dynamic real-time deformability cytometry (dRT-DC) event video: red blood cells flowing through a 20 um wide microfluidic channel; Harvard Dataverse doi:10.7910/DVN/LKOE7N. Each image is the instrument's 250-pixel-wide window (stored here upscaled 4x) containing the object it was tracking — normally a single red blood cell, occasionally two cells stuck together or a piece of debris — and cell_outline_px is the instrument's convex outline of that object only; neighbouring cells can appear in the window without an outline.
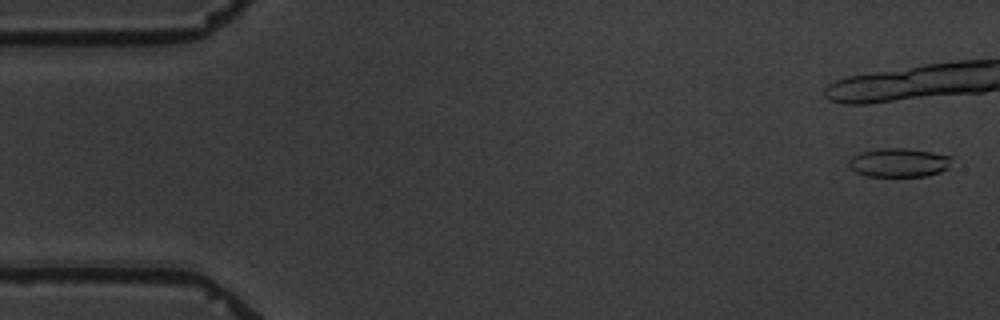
{"species": "common noctule bat (a hibernating species)", "species_latin": "Nyctalus noctula", "temperature_condition": "warm", "stored_images_in_passage": 7, "camera_frame_rate_fps": 3000, "um_per_image_px": 0.085, "animal": {"sex": "male", "body_mass_g": 19.5, "forearm_length_mm": 54.6}, "frame": {"image": 1, "passage_image": 1, "time_ms": 0.0, "image_size_px": [1000, 320], "cell_outline_px": [[952, 156], [948, 168], [940, 172], [928, 176], [868, 176], [856, 172], [848, 164], [848, 160], [852, 156], [860, 152], [880, 148], [904, 148], [932, 152]], "centroid_in_image_um": [76.4, 13.82], "position_along_channel_um": 8.6, "area_um2": 17.28}}